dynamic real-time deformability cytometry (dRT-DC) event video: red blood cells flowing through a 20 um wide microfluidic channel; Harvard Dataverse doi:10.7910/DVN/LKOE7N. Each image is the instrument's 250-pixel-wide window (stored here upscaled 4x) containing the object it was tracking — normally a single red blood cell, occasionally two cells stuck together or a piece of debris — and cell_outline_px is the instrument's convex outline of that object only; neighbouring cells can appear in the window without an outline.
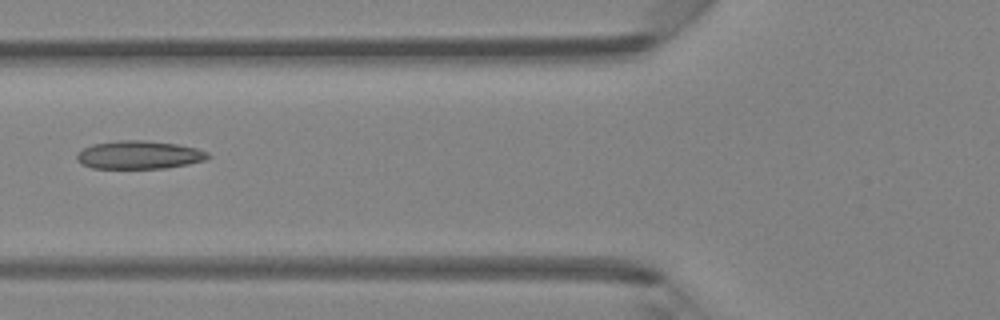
{"species": "Egyptian fruit bat (a non-hibernating species)", "species_latin": "Rousettus aegyptiacus", "temperature_condition": "room temperature", "stored_images_in_passage": 3, "camera_frame_rate_fps": 3000, "um_per_image_px": 0.085, "animal": {"sex": "female"}, "frame": {"image": 1, "passage_image": 3, "time_ms": 2.333, "image_size_px": [1000, 320], "cell_outline_px": [[212, 156], [204, 160], [188, 164], [164, 168], [92, 168], [80, 164], [76, 160], [76, 156], [84, 148], [92, 144], [120, 140], [144, 140], [176, 144], [196, 148], [208, 152]], "centroid_in_image_um": [11.82, 13.16], "position_along_channel_um": 114.0, "area_um2": 21.5}}